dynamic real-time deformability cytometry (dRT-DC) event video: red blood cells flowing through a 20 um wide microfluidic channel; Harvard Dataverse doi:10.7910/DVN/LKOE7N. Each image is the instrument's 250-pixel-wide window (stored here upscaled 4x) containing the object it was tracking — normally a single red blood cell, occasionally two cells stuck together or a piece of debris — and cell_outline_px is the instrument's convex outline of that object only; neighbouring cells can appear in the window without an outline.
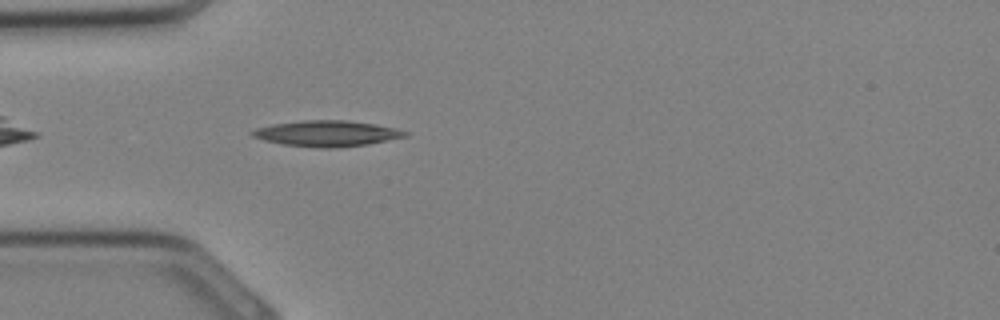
{"species": "Egyptian fruit bat (a non-hibernating species)", "species_latin": "Rousettus aegyptiacus", "temperature_condition": "cold", "stored_images_in_passage": 25, "camera_frame_rate_fps": 3000, "um_per_image_px": 0.085, "animal": {"sex": "female"}, "frame": {"image": 1, "passage_image": 2, "time_ms": 0.333, "image_size_px": [1000, 320], "cell_outline_px": [[408, 136], [368, 144], [336, 148], [320, 148], [284, 144], [264, 140], [252, 136], [248, 132], [256, 128], [272, 124], [304, 120], [348, 120], [376, 124], [396, 128], [408, 132]], "centroid_in_image_um": [27.79, 11.34], "position_along_channel_um": 57.2, "area_um2": 23.06}}
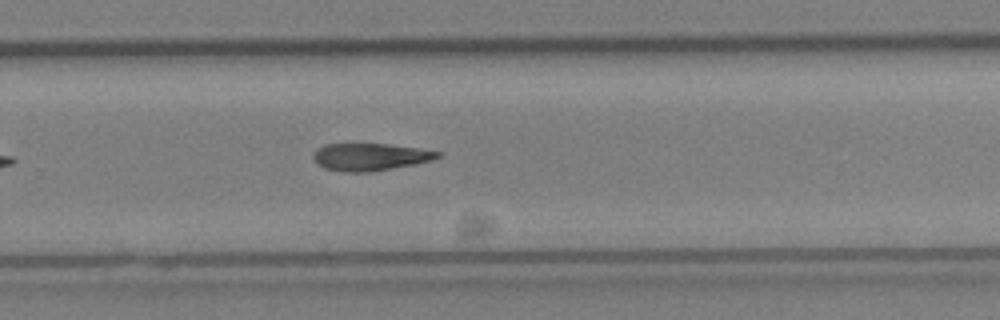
{"frame": {"image": 2, "passage_image": 14, "time_ms": 4.333, "image_size_px": [1000, 320], "cell_outline_px": [[444, 156], [432, 160], [416, 164], [368, 172], [344, 172], [324, 168], [312, 156], [316, 148], [324, 144], [388, 144], [416, 148], [440, 152]], "centroid_in_image_um": [31.47, 13.33], "position_along_channel_um": 298.3, "area_um2": 19.71}}
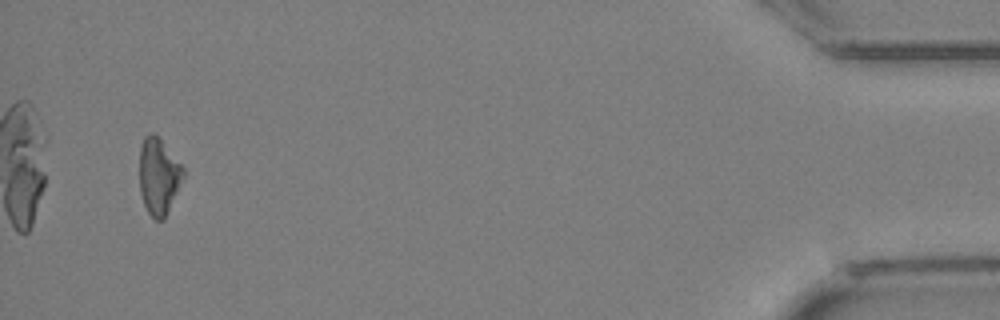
{"frame": {"image": 3, "passage_image": 24, "time_ms": 7.667, "image_size_px": [1000, 320], "cell_outline_px": [[184, 176], [164, 220], [156, 220], [148, 212], [144, 204], [140, 192], [140, 148], [144, 136], [152, 132], [160, 140], [184, 168]], "centroid_in_image_um": [13.47, 15.0], "position_along_channel_um": 421.7, "area_um2": 19.13}}